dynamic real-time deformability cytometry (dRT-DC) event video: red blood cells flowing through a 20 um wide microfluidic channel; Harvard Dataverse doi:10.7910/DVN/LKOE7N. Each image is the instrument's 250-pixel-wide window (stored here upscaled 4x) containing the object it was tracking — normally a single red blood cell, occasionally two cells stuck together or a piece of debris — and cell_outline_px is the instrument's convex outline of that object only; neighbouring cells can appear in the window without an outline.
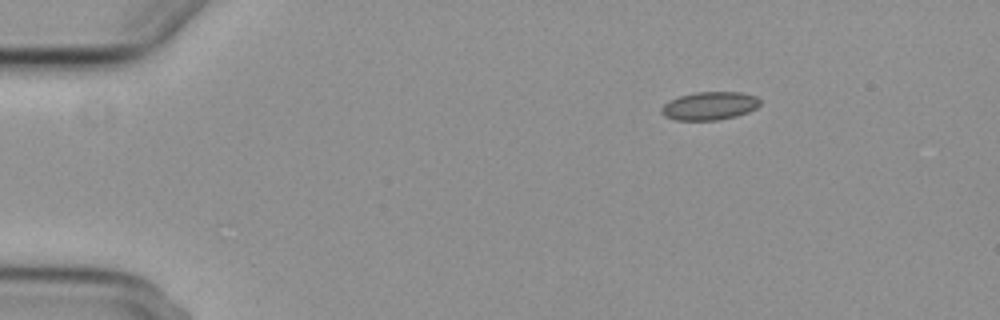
{"species": "common noctule bat (a hibernating species)", "species_latin": "Nyctalus noctula", "temperature_condition": "cold", "stored_images_in_passage": 6, "camera_frame_rate_fps": 3000, "um_per_image_px": 0.085, "animal": {"sex": "female", "body_mass_g": 29.2, "forearm_length_mm": 56.3}, "frame": {"image": 1, "passage_image": 1, "time_ms": 0.0, "image_size_px": [1000, 320], "cell_outline_px": [[760, 104], [756, 108], [748, 112], [736, 116], [716, 120], [676, 120], [664, 116], [660, 112], [660, 108], [668, 100], [680, 96], [696, 92], [740, 92], [756, 96], [760, 100]], "centroid_in_image_um": [60.29, 9.0], "position_along_channel_um": 24.7, "area_um2": 16.24}}
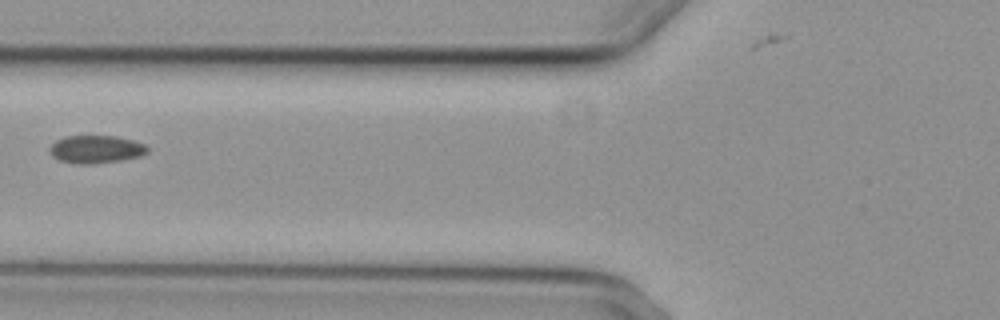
{"frame": {"image": 2, "passage_image": 5, "time_ms": 4.667, "image_size_px": [1000, 320], "cell_outline_px": [[148, 152], [140, 156], [120, 160], [92, 164], [76, 164], [60, 160], [52, 156], [48, 152], [48, 148], [56, 140], [64, 136], [116, 136], [132, 140], [144, 144], [148, 148]], "centroid_in_image_um": [8.12, 12.69], "position_along_channel_um": 117.7, "area_um2": 15.9}}